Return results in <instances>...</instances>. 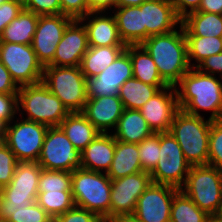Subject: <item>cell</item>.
<instances>
[{
	"label": "cell",
	"mask_w": 222,
	"mask_h": 222,
	"mask_svg": "<svg viewBox=\"0 0 222 222\" xmlns=\"http://www.w3.org/2000/svg\"><path fill=\"white\" fill-rule=\"evenodd\" d=\"M222 78L191 68L175 86L179 108L184 112L200 115V111L211 112L208 119H222ZM180 87V88H179Z\"/></svg>",
	"instance_id": "6da1fadb"
},
{
	"label": "cell",
	"mask_w": 222,
	"mask_h": 222,
	"mask_svg": "<svg viewBox=\"0 0 222 222\" xmlns=\"http://www.w3.org/2000/svg\"><path fill=\"white\" fill-rule=\"evenodd\" d=\"M178 29L151 36L141 44L156 64L162 80L168 86L174 87L180 82L183 75L191 69L182 24L179 25Z\"/></svg>",
	"instance_id": "7a4b0ae2"
},
{
	"label": "cell",
	"mask_w": 222,
	"mask_h": 222,
	"mask_svg": "<svg viewBox=\"0 0 222 222\" xmlns=\"http://www.w3.org/2000/svg\"><path fill=\"white\" fill-rule=\"evenodd\" d=\"M17 108L23 119L48 127H59L70 113L61 100L51 93L42 81L19 87ZM25 112L27 118L23 116V114L26 115Z\"/></svg>",
	"instance_id": "3957f363"
},
{
	"label": "cell",
	"mask_w": 222,
	"mask_h": 222,
	"mask_svg": "<svg viewBox=\"0 0 222 222\" xmlns=\"http://www.w3.org/2000/svg\"><path fill=\"white\" fill-rule=\"evenodd\" d=\"M211 123L212 120L204 116L190 115L182 109L174 117L169 132L177 140L191 166L208 164Z\"/></svg>",
	"instance_id": "277c9868"
},
{
	"label": "cell",
	"mask_w": 222,
	"mask_h": 222,
	"mask_svg": "<svg viewBox=\"0 0 222 222\" xmlns=\"http://www.w3.org/2000/svg\"><path fill=\"white\" fill-rule=\"evenodd\" d=\"M71 192L74 204L110 221L111 179L106 173L84 168L72 172Z\"/></svg>",
	"instance_id": "5b68a950"
},
{
	"label": "cell",
	"mask_w": 222,
	"mask_h": 222,
	"mask_svg": "<svg viewBox=\"0 0 222 222\" xmlns=\"http://www.w3.org/2000/svg\"><path fill=\"white\" fill-rule=\"evenodd\" d=\"M180 190L201 210L216 217L222 205V170L209 164L191 166Z\"/></svg>",
	"instance_id": "8992f818"
},
{
	"label": "cell",
	"mask_w": 222,
	"mask_h": 222,
	"mask_svg": "<svg viewBox=\"0 0 222 222\" xmlns=\"http://www.w3.org/2000/svg\"><path fill=\"white\" fill-rule=\"evenodd\" d=\"M86 78L80 66L44 67L42 82L70 113L82 112L87 101Z\"/></svg>",
	"instance_id": "52a82bcc"
},
{
	"label": "cell",
	"mask_w": 222,
	"mask_h": 222,
	"mask_svg": "<svg viewBox=\"0 0 222 222\" xmlns=\"http://www.w3.org/2000/svg\"><path fill=\"white\" fill-rule=\"evenodd\" d=\"M42 167L37 162H18L11 182L1 188L0 216L36 202Z\"/></svg>",
	"instance_id": "ba28073f"
},
{
	"label": "cell",
	"mask_w": 222,
	"mask_h": 222,
	"mask_svg": "<svg viewBox=\"0 0 222 222\" xmlns=\"http://www.w3.org/2000/svg\"><path fill=\"white\" fill-rule=\"evenodd\" d=\"M15 119L7 124L3 142L18 162H37L48 126L22 118Z\"/></svg>",
	"instance_id": "9c48e42d"
},
{
	"label": "cell",
	"mask_w": 222,
	"mask_h": 222,
	"mask_svg": "<svg viewBox=\"0 0 222 222\" xmlns=\"http://www.w3.org/2000/svg\"><path fill=\"white\" fill-rule=\"evenodd\" d=\"M190 168V163L172 134L160 133L159 160L150 173L152 183L167 184L180 189L186 181Z\"/></svg>",
	"instance_id": "30bf717a"
},
{
	"label": "cell",
	"mask_w": 222,
	"mask_h": 222,
	"mask_svg": "<svg viewBox=\"0 0 222 222\" xmlns=\"http://www.w3.org/2000/svg\"><path fill=\"white\" fill-rule=\"evenodd\" d=\"M0 61L20 87L42 81L44 67L31 44L0 42Z\"/></svg>",
	"instance_id": "8fae6325"
},
{
	"label": "cell",
	"mask_w": 222,
	"mask_h": 222,
	"mask_svg": "<svg viewBox=\"0 0 222 222\" xmlns=\"http://www.w3.org/2000/svg\"><path fill=\"white\" fill-rule=\"evenodd\" d=\"M37 163L44 169L73 172L81 168V152L60 127H48Z\"/></svg>",
	"instance_id": "7c38bea8"
},
{
	"label": "cell",
	"mask_w": 222,
	"mask_h": 222,
	"mask_svg": "<svg viewBox=\"0 0 222 222\" xmlns=\"http://www.w3.org/2000/svg\"><path fill=\"white\" fill-rule=\"evenodd\" d=\"M151 183V175L145 171L111 180L110 221L119 217L132 216L138 198Z\"/></svg>",
	"instance_id": "4fadbf2b"
},
{
	"label": "cell",
	"mask_w": 222,
	"mask_h": 222,
	"mask_svg": "<svg viewBox=\"0 0 222 222\" xmlns=\"http://www.w3.org/2000/svg\"><path fill=\"white\" fill-rule=\"evenodd\" d=\"M179 190L171 185L151 183L138 198L132 216L140 222H170L173 197Z\"/></svg>",
	"instance_id": "5bb4252c"
},
{
	"label": "cell",
	"mask_w": 222,
	"mask_h": 222,
	"mask_svg": "<svg viewBox=\"0 0 222 222\" xmlns=\"http://www.w3.org/2000/svg\"><path fill=\"white\" fill-rule=\"evenodd\" d=\"M73 20L64 14L39 16L31 46L43 67L53 61L57 45Z\"/></svg>",
	"instance_id": "9a60e30c"
},
{
	"label": "cell",
	"mask_w": 222,
	"mask_h": 222,
	"mask_svg": "<svg viewBox=\"0 0 222 222\" xmlns=\"http://www.w3.org/2000/svg\"><path fill=\"white\" fill-rule=\"evenodd\" d=\"M133 77L130 55L124 50L115 61L99 75L86 80L88 99L119 94L122 84Z\"/></svg>",
	"instance_id": "2e32d148"
},
{
	"label": "cell",
	"mask_w": 222,
	"mask_h": 222,
	"mask_svg": "<svg viewBox=\"0 0 222 222\" xmlns=\"http://www.w3.org/2000/svg\"><path fill=\"white\" fill-rule=\"evenodd\" d=\"M179 110L174 86L161 89L139 109L153 133L169 132Z\"/></svg>",
	"instance_id": "e0dca14e"
},
{
	"label": "cell",
	"mask_w": 222,
	"mask_h": 222,
	"mask_svg": "<svg viewBox=\"0 0 222 222\" xmlns=\"http://www.w3.org/2000/svg\"><path fill=\"white\" fill-rule=\"evenodd\" d=\"M89 48L87 30L79 19H74L65 29L57 45L51 66H80Z\"/></svg>",
	"instance_id": "ac0fdd59"
},
{
	"label": "cell",
	"mask_w": 222,
	"mask_h": 222,
	"mask_svg": "<svg viewBox=\"0 0 222 222\" xmlns=\"http://www.w3.org/2000/svg\"><path fill=\"white\" fill-rule=\"evenodd\" d=\"M140 8L143 11V42L151 36L177 29L182 22L170 0H148Z\"/></svg>",
	"instance_id": "d6986e66"
},
{
	"label": "cell",
	"mask_w": 222,
	"mask_h": 222,
	"mask_svg": "<svg viewBox=\"0 0 222 222\" xmlns=\"http://www.w3.org/2000/svg\"><path fill=\"white\" fill-rule=\"evenodd\" d=\"M123 110L121 99L114 95L87 99L81 113L99 132L110 133V130L115 129Z\"/></svg>",
	"instance_id": "ffe728a7"
},
{
	"label": "cell",
	"mask_w": 222,
	"mask_h": 222,
	"mask_svg": "<svg viewBox=\"0 0 222 222\" xmlns=\"http://www.w3.org/2000/svg\"><path fill=\"white\" fill-rule=\"evenodd\" d=\"M110 15L106 11L89 12L79 19L87 30L89 46H126L119 36L114 15Z\"/></svg>",
	"instance_id": "44dd1931"
},
{
	"label": "cell",
	"mask_w": 222,
	"mask_h": 222,
	"mask_svg": "<svg viewBox=\"0 0 222 222\" xmlns=\"http://www.w3.org/2000/svg\"><path fill=\"white\" fill-rule=\"evenodd\" d=\"M114 153L115 137L111 133H100L81 151V168L107 173Z\"/></svg>",
	"instance_id": "7402d4cb"
},
{
	"label": "cell",
	"mask_w": 222,
	"mask_h": 222,
	"mask_svg": "<svg viewBox=\"0 0 222 222\" xmlns=\"http://www.w3.org/2000/svg\"><path fill=\"white\" fill-rule=\"evenodd\" d=\"M113 10L118 32L125 45L143 43V11L140 6L115 7Z\"/></svg>",
	"instance_id": "603a6c76"
},
{
	"label": "cell",
	"mask_w": 222,
	"mask_h": 222,
	"mask_svg": "<svg viewBox=\"0 0 222 222\" xmlns=\"http://www.w3.org/2000/svg\"><path fill=\"white\" fill-rule=\"evenodd\" d=\"M114 131V133H112ZM111 134L115 140L139 144L145 138L150 137L153 131L139 110L124 109L122 115Z\"/></svg>",
	"instance_id": "cb8c5ba5"
},
{
	"label": "cell",
	"mask_w": 222,
	"mask_h": 222,
	"mask_svg": "<svg viewBox=\"0 0 222 222\" xmlns=\"http://www.w3.org/2000/svg\"><path fill=\"white\" fill-rule=\"evenodd\" d=\"M125 51L132 61L133 77L160 90L168 85L159 75L156 64L142 45H126Z\"/></svg>",
	"instance_id": "d4e9b609"
},
{
	"label": "cell",
	"mask_w": 222,
	"mask_h": 222,
	"mask_svg": "<svg viewBox=\"0 0 222 222\" xmlns=\"http://www.w3.org/2000/svg\"><path fill=\"white\" fill-rule=\"evenodd\" d=\"M141 171L138 144L115 140L114 158L106 173L107 176L114 180Z\"/></svg>",
	"instance_id": "484cf974"
},
{
	"label": "cell",
	"mask_w": 222,
	"mask_h": 222,
	"mask_svg": "<svg viewBox=\"0 0 222 222\" xmlns=\"http://www.w3.org/2000/svg\"><path fill=\"white\" fill-rule=\"evenodd\" d=\"M185 37H222V15L193 11L181 22Z\"/></svg>",
	"instance_id": "4316f807"
},
{
	"label": "cell",
	"mask_w": 222,
	"mask_h": 222,
	"mask_svg": "<svg viewBox=\"0 0 222 222\" xmlns=\"http://www.w3.org/2000/svg\"><path fill=\"white\" fill-rule=\"evenodd\" d=\"M59 127L80 152L101 132L81 113H69Z\"/></svg>",
	"instance_id": "83f0119b"
},
{
	"label": "cell",
	"mask_w": 222,
	"mask_h": 222,
	"mask_svg": "<svg viewBox=\"0 0 222 222\" xmlns=\"http://www.w3.org/2000/svg\"><path fill=\"white\" fill-rule=\"evenodd\" d=\"M126 46H89L83 55L81 70L85 78L96 77L125 50Z\"/></svg>",
	"instance_id": "f1b7e54d"
},
{
	"label": "cell",
	"mask_w": 222,
	"mask_h": 222,
	"mask_svg": "<svg viewBox=\"0 0 222 222\" xmlns=\"http://www.w3.org/2000/svg\"><path fill=\"white\" fill-rule=\"evenodd\" d=\"M38 20L39 15L23 8L18 16L5 27L0 35V42L31 44Z\"/></svg>",
	"instance_id": "f546056e"
},
{
	"label": "cell",
	"mask_w": 222,
	"mask_h": 222,
	"mask_svg": "<svg viewBox=\"0 0 222 222\" xmlns=\"http://www.w3.org/2000/svg\"><path fill=\"white\" fill-rule=\"evenodd\" d=\"M159 91L157 86L145 84L132 77L122 84L118 97L121 99L124 109L139 110Z\"/></svg>",
	"instance_id": "4dcf8cb0"
},
{
	"label": "cell",
	"mask_w": 222,
	"mask_h": 222,
	"mask_svg": "<svg viewBox=\"0 0 222 222\" xmlns=\"http://www.w3.org/2000/svg\"><path fill=\"white\" fill-rule=\"evenodd\" d=\"M211 218L179 190L173 197L170 222H207Z\"/></svg>",
	"instance_id": "1f68e13d"
},
{
	"label": "cell",
	"mask_w": 222,
	"mask_h": 222,
	"mask_svg": "<svg viewBox=\"0 0 222 222\" xmlns=\"http://www.w3.org/2000/svg\"><path fill=\"white\" fill-rule=\"evenodd\" d=\"M185 39L188 62L191 68H196L206 58L222 52V38L185 37ZM192 61L195 62L191 63Z\"/></svg>",
	"instance_id": "d6a6232c"
},
{
	"label": "cell",
	"mask_w": 222,
	"mask_h": 222,
	"mask_svg": "<svg viewBox=\"0 0 222 222\" xmlns=\"http://www.w3.org/2000/svg\"><path fill=\"white\" fill-rule=\"evenodd\" d=\"M36 202L53 220L75 206L71 191L38 192Z\"/></svg>",
	"instance_id": "836d02e7"
},
{
	"label": "cell",
	"mask_w": 222,
	"mask_h": 222,
	"mask_svg": "<svg viewBox=\"0 0 222 222\" xmlns=\"http://www.w3.org/2000/svg\"><path fill=\"white\" fill-rule=\"evenodd\" d=\"M72 172L42 168L38 192L71 191Z\"/></svg>",
	"instance_id": "e575fe53"
},
{
	"label": "cell",
	"mask_w": 222,
	"mask_h": 222,
	"mask_svg": "<svg viewBox=\"0 0 222 222\" xmlns=\"http://www.w3.org/2000/svg\"><path fill=\"white\" fill-rule=\"evenodd\" d=\"M160 133H153L138 144L139 159L142 171L151 173L158 164Z\"/></svg>",
	"instance_id": "d590c367"
},
{
	"label": "cell",
	"mask_w": 222,
	"mask_h": 222,
	"mask_svg": "<svg viewBox=\"0 0 222 222\" xmlns=\"http://www.w3.org/2000/svg\"><path fill=\"white\" fill-rule=\"evenodd\" d=\"M0 219L5 222H53V218L37 203L18 211H4Z\"/></svg>",
	"instance_id": "8d00e7d4"
},
{
	"label": "cell",
	"mask_w": 222,
	"mask_h": 222,
	"mask_svg": "<svg viewBox=\"0 0 222 222\" xmlns=\"http://www.w3.org/2000/svg\"><path fill=\"white\" fill-rule=\"evenodd\" d=\"M208 146V164L222 170V119L212 121Z\"/></svg>",
	"instance_id": "74e56055"
},
{
	"label": "cell",
	"mask_w": 222,
	"mask_h": 222,
	"mask_svg": "<svg viewBox=\"0 0 222 222\" xmlns=\"http://www.w3.org/2000/svg\"><path fill=\"white\" fill-rule=\"evenodd\" d=\"M18 161L14 153L3 142L0 141V187L8 185L14 175Z\"/></svg>",
	"instance_id": "f35d334b"
},
{
	"label": "cell",
	"mask_w": 222,
	"mask_h": 222,
	"mask_svg": "<svg viewBox=\"0 0 222 222\" xmlns=\"http://www.w3.org/2000/svg\"><path fill=\"white\" fill-rule=\"evenodd\" d=\"M23 7L39 16L61 14L60 0H24Z\"/></svg>",
	"instance_id": "ab89813d"
},
{
	"label": "cell",
	"mask_w": 222,
	"mask_h": 222,
	"mask_svg": "<svg viewBox=\"0 0 222 222\" xmlns=\"http://www.w3.org/2000/svg\"><path fill=\"white\" fill-rule=\"evenodd\" d=\"M55 222H105V220L94 212L77 206L67 210L58 216Z\"/></svg>",
	"instance_id": "60d3db41"
},
{
	"label": "cell",
	"mask_w": 222,
	"mask_h": 222,
	"mask_svg": "<svg viewBox=\"0 0 222 222\" xmlns=\"http://www.w3.org/2000/svg\"><path fill=\"white\" fill-rule=\"evenodd\" d=\"M23 8L22 0H8L0 4V35Z\"/></svg>",
	"instance_id": "b9f144b4"
},
{
	"label": "cell",
	"mask_w": 222,
	"mask_h": 222,
	"mask_svg": "<svg viewBox=\"0 0 222 222\" xmlns=\"http://www.w3.org/2000/svg\"><path fill=\"white\" fill-rule=\"evenodd\" d=\"M17 113V93H0V118L9 124Z\"/></svg>",
	"instance_id": "7bdbcfd3"
},
{
	"label": "cell",
	"mask_w": 222,
	"mask_h": 222,
	"mask_svg": "<svg viewBox=\"0 0 222 222\" xmlns=\"http://www.w3.org/2000/svg\"><path fill=\"white\" fill-rule=\"evenodd\" d=\"M60 3L61 14L73 19H80L90 12L87 0H60Z\"/></svg>",
	"instance_id": "ee69618b"
},
{
	"label": "cell",
	"mask_w": 222,
	"mask_h": 222,
	"mask_svg": "<svg viewBox=\"0 0 222 222\" xmlns=\"http://www.w3.org/2000/svg\"><path fill=\"white\" fill-rule=\"evenodd\" d=\"M196 68L203 73L213 76L217 74L222 78V52L206 58Z\"/></svg>",
	"instance_id": "f6af8a7d"
},
{
	"label": "cell",
	"mask_w": 222,
	"mask_h": 222,
	"mask_svg": "<svg viewBox=\"0 0 222 222\" xmlns=\"http://www.w3.org/2000/svg\"><path fill=\"white\" fill-rule=\"evenodd\" d=\"M173 4L176 14L183 19L187 14L197 11L202 0H170Z\"/></svg>",
	"instance_id": "bcb514c9"
},
{
	"label": "cell",
	"mask_w": 222,
	"mask_h": 222,
	"mask_svg": "<svg viewBox=\"0 0 222 222\" xmlns=\"http://www.w3.org/2000/svg\"><path fill=\"white\" fill-rule=\"evenodd\" d=\"M19 86L12 79L11 74L0 61V93H18Z\"/></svg>",
	"instance_id": "7dc6e473"
},
{
	"label": "cell",
	"mask_w": 222,
	"mask_h": 222,
	"mask_svg": "<svg viewBox=\"0 0 222 222\" xmlns=\"http://www.w3.org/2000/svg\"><path fill=\"white\" fill-rule=\"evenodd\" d=\"M90 12H102L115 8V0H87Z\"/></svg>",
	"instance_id": "c3c4849f"
},
{
	"label": "cell",
	"mask_w": 222,
	"mask_h": 222,
	"mask_svg": "<svg viewBox=\"0 0 222 222\" xmlns=\"http://www.w3.org/2000/svg\"><path fill=\"white\" fill-rule=\"evenodd\" d=\"M197 11L222 15V0H202Z\"/></svg>",
	"instance_id": "681fc988"
},
{
	"label": "cell",
	"mask_w": 222,
	"mask_h": 222,
	"mask_svg": "<svg viewBox=\"0 0 222 222\" xmlns=\"http://www.w3.org/2000/svg\"><path fill=\"white\" fill-rule=\"evenodd\" d=\"M145 1L148 0H115V7L140 6Z\"/></svg>",
	"instance_id": "f907efd6"
},
{
	"label": "cell",
	"mask_w": 222,
	"mask_h": 222,
	"mask_svg": "<svg viewBox=\"0 0 222 222\" xmlns=\"http://www.w3.org/2000/svg\"><path fill=\"white\" fill-rule=\"evenodd\" d=\"M109 222H140V221H138L133 216H124V217H119V218L112 219Z\"/></svg>",
	"instance_id": "816d5d0a"
},
{
	"label": "cell",
	"mask_w": 222,
	"mask_h": 222,
	"mask_svg": "<svg viewBox=\"0 0 222 222\" xmlns=\"http://www.w3.org/2000/svg\"><path fill=\"white\" fill-rule=\"evenodd\" d=\"M7 124L0 118V141H3Z\"/></svg>",
	"instance_id": "f5cc1de1"
},
{
	"label": "cell",
	"mask_w": 222,
	"mask_h": 222,
	"mask_svg": "<svg viewBox=\"0 0 222 222\" xmlns=\"http://www.w3.org/2000/svg\"><path fill=\"white\" fill-rule=\"evenodd\" d=\"M207 222H222L217 217H211Z\"/></svg>",
	"instance_id": "db71d44e"
},
{
	"label": "cell",
	"mask_w": 222,
	"mask_h": 222,
	"mask_svg": "<svg viewBox=\"0 0 222 222\" xmlns=\"http://www.w3.org/2000/svg\"><path fill=\"white\" fill-rule=\"evenodd\" d=\"M220 221H222V205H221V209L218 213V215L216 216Z\"/></svg>",
	"instance_id": "11a10c76"
},
{
	"label": "cell",
	"mask_w": 222,
	"mask_h": 222,
	"mask_svg": "<svg viewBox=\"0 0 222 222\" xmlns=\"http://www.w3.org/2000/svg\"><path fill=\"white\" fill-rule=\"evenodd\" d=\"M6 1H8V0H0V4H2L3 2H6Z\"/></svg>",
	"instance_id": "9f6ffc18"
}]
</instances>
